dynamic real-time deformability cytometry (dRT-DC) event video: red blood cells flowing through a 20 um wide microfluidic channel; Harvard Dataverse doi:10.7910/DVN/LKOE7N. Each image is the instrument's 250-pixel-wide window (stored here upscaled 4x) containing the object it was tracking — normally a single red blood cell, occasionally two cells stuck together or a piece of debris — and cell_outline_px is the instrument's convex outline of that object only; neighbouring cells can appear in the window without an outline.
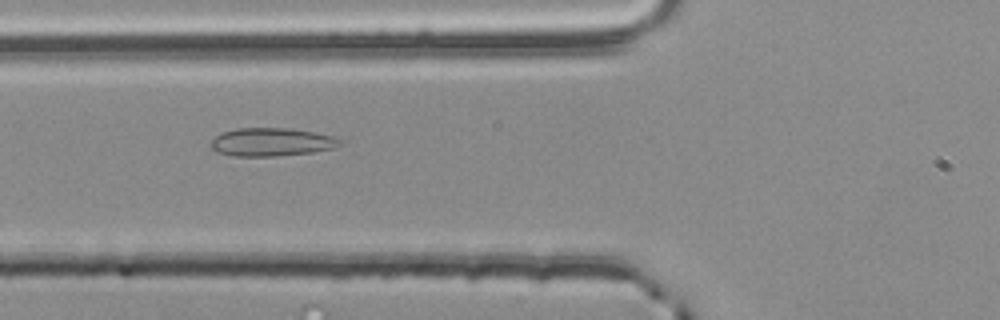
{"species": "common noctule bat (a hibernating species)", "species_latin": "Nyctalus noctula", "temperature_condition": "room temperature", "stored_images_in_passage": 37, "camera_frame_rate_fps": 3000, "um_per_image_px": 0.085, "animal": {"sex": "male", "body_mass_g": 20.4}, "frame": {"image": 1, "passage_image": 3, "time_ms": 0.667, "image_size_px": [1000, 320], "cell_outline_px": [[344, 144], [332, 148], [312, 152], [276, 156], [232, 156], [216, 152], [208, 144], [216, 136], [224, 132], [236, 128], [288, 128], [312, 132], [332, 136], [344, 140]], "centroid_in_image_um": [23.07, 12.08], "position_along_channel_um": 102.7, "area_um2": 21.27}}
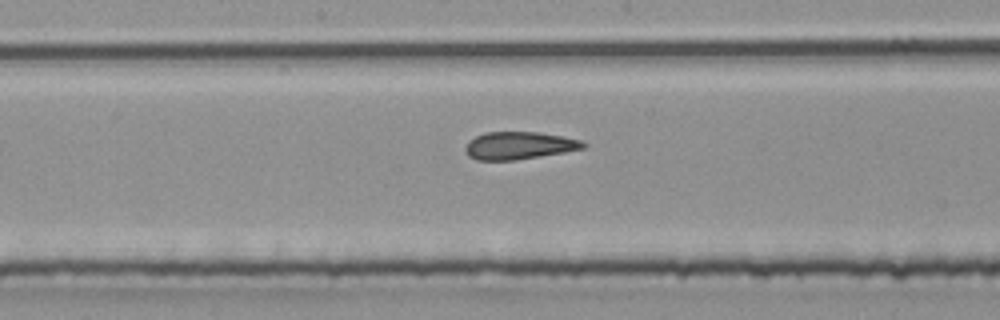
{"frame": {"image": 2, "passage_image": 11, "time_ms": 3.333, "image_size_px": [1000, 320], "cell_outline_px": [[588, 144], [584, 148], [564, 152], [516, 160], [476, 160], [468, 156], [464, 152], [464, 148], [476, 136], [484, 132], [540, 132], [580, 140]], "centroid_in_image_um": [44.11, 12.37], "position_along_channel_um": 204.1, "area_um2": 18.84}}
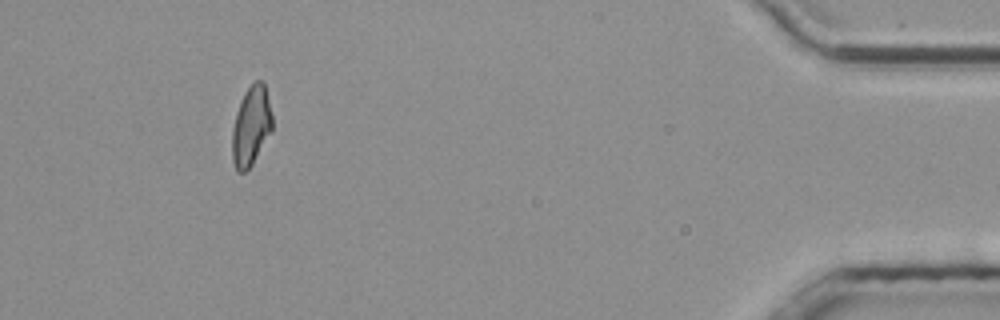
{"frame": {"image": 3, "passage_image": 33, "time_ms": 10.667, "image_size_px": [1000, 320], "cell_outline_px": [[272, 132], [252, 164], [244, 172], [236, 172], [232, 160], [232, 128], [236, 112], [240, 100], [244, 92], [256, 80], [264, 80], [272, 116]], "centroid_in_image_um": [21.34, 10.71], "position_along_channel_um": 413.9, "area_um2": 18.79}}